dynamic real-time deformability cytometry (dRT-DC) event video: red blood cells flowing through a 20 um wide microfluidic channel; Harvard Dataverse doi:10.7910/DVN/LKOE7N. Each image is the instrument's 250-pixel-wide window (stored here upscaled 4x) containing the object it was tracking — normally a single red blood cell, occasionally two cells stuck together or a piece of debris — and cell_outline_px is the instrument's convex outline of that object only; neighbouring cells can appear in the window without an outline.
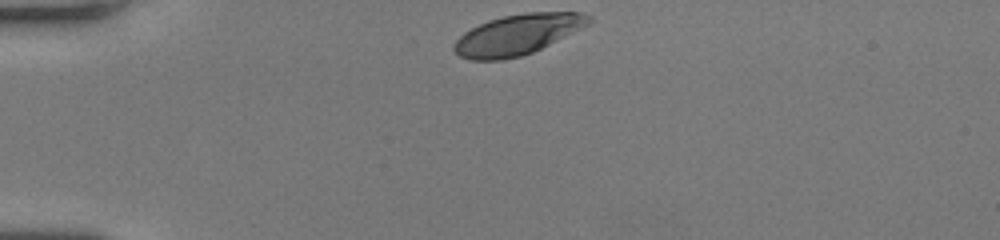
{"species": "human", "species_latin": "Homo sapiens", "temperature_condition": "room temperature", "stored_images_in_passage": 32, "camera_frame_rate_fps": 3000, "um_per_image_px": 0.085, "donor": {"sex": "female"}, "frame": {"image": 1, "passage_image": 1, "time_ms": 0.0, "image_size_px": [1000, 240], "cell_outline_px": [[592, 20], [588, 24], [532, 52], [520, 56], [504, 60], [472, 60], [460, 56], [452, 48], [456, 40], [464, 32], [488, 20], [504, 16], [524, 12], [580, 12], [592, 16]], "centroid_in_image_um": [43.96, 2.93], "position_along_channel_um": 41.0, "area_um2": 31.27}}
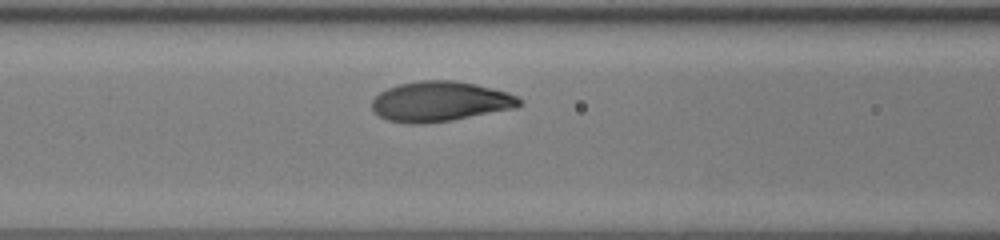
{"frame": {"image": 2, "passage_image": 11, "time_ms": 3.333, "image_size_px": [1000, 240], "cell_outline_px": [[524, 104], [516, 108], [452, 120], [424, 124], [412, 124], [388, 120], [380, 116], [372, 108], [372, 100], [380, 92], [388, 88], [400, 84], [420, 80], [452, 80], [476, 84], [508, 92], [524, 100]], "centroid_in_image_um": [37.45, 8.62], "position_along_channel_um": 129.1, "area_um2": 34.51}}
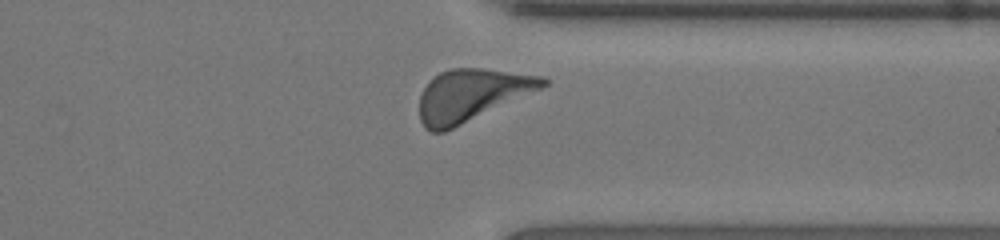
{"frame": {"image": 3, "passage_image": 29, "time_ms": 9.333, "image_size_px": [1000, 240], "cell_outline_px": [[548, 84], [540, 88], [444, 132], [432, 132], [424, 128], [420, 120], [420, 96], [424, 88], [440, 72], [452, 68], [480, 68], [544, 76], [548, 80]], "centroid_in_image_um": [40.05, 8.08], "position_along_channel_um": 371.4, "area_um2": 36.53}, "authors_computed_cell_mechanics": {"area_um2": 34.2176, "velocity_mm_per_s": 4.0403, "shape_relaxation_time_tau1_ms": 2.6798, "shape_relaxation_time_tau2_ms": null, "deformation_change_tau1": 0.1586, "deformation_change_tau2": null}}